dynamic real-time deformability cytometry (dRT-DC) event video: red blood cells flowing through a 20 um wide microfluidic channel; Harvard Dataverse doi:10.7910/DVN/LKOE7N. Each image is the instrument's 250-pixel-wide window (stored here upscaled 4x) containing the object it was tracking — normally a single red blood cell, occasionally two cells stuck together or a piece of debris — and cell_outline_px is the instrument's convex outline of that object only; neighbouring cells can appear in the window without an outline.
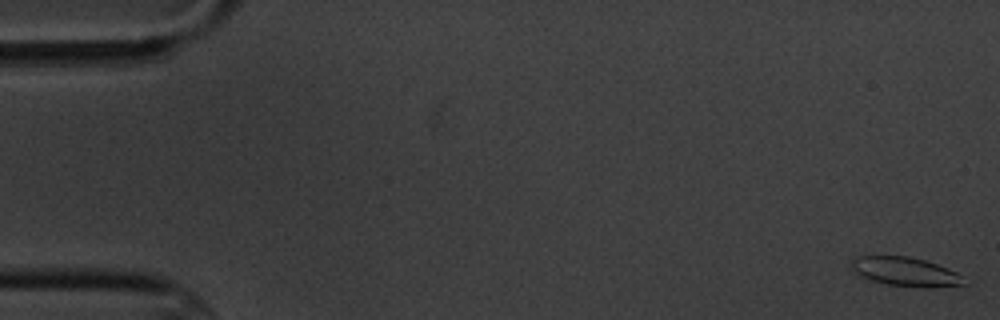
{"species": "common noctule bat (a hibernating species)", "species_latin": "Nyctalus noctula", "temperature_condition": "cold", "stored_images_in_passage": 6, "camera_frame_rate_fps": 3000, "um_per_image_px": 0.085, "animal": {"sex": "male", "body_mass_g": 20.1, "forearm_length_mm": 53.5}, "frame": {"image": 1, "passage_image": 1, "time_ms": 0.0, "image_size_px": [1000, 320], "cell_outline_px": [[968, 284], [888, 284], [872, 280], [856, 272], [848, 264], [856, 256], [908, 256], [924, 260], [936, 264], [956, 272]], "centroid_in_image_um": [76.83, 23.01], "position_along_channel_um": 8.2, "area_um2": 17.57}}